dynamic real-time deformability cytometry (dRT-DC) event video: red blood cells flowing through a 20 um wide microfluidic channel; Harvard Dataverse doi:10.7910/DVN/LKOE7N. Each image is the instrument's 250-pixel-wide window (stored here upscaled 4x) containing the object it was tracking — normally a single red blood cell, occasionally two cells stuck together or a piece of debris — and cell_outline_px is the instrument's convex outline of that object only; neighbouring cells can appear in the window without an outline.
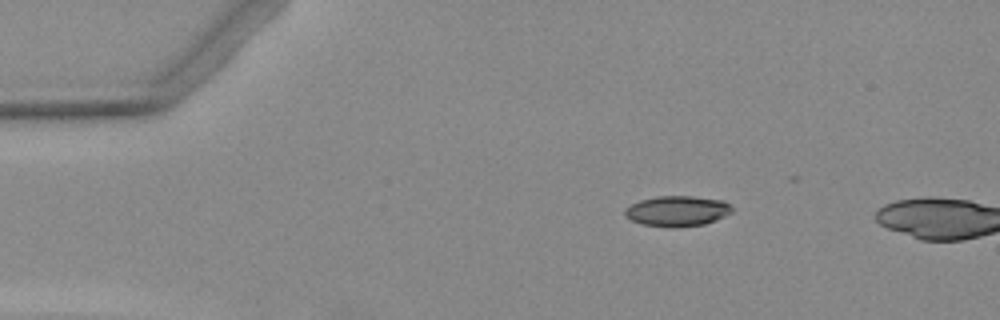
{"species": "Egyptian fruit bat (a non-hibernating species)", "species_latin": "Rousettus aegyptiacus", "temperature_condition": "warm", "stored_images_in_passage": 2, "camera_frame_rate_fps": 3000, "um_per_image_px": 0.085, "animal": {"sex": "female"}, "frame": {"image": 1, "passage_image": 1, "time_ms": 0.0, "image_size_px": [1000, 320], "cell_outline_px": [[732, 212], [724, 216], [704, 224], [676, 228], [668, 228], [640, 224], [624, 216], [624, 208], [640, 200], [656, 196], [692, 196], [724, 200], [732, 208]], "centroid_in_image_um": [57.52, 17.94], "position_along_channel_um": 27.5, "area_um2": 19.19}}